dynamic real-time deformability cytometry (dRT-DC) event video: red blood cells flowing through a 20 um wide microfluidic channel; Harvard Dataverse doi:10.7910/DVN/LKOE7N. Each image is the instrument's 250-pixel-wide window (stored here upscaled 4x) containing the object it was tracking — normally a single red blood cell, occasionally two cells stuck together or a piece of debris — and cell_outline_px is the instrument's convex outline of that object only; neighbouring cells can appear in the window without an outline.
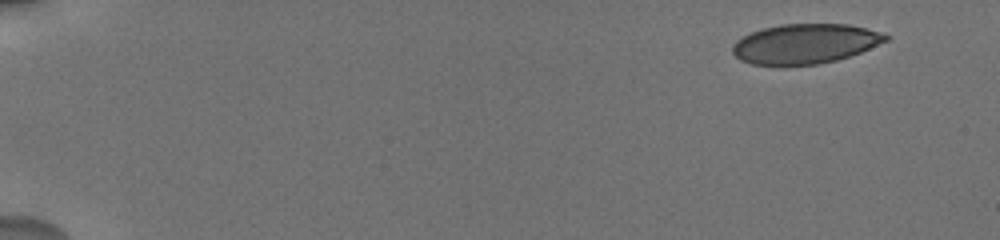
{"species": "human", "species_latin": "Homo sapiens", "temperature_condition": "cold", "stored_images_in_passage": 10, "camera_frame_rate_fps": 3000, "um_per_image_px": 0.085, "donor": {"sex": "male"}, "frame": {"image": 1, "passage_image": 1, "time_ms": 0.0, "image_size_px": [1000, 240], "cell_outline_px": [[888, 40], [860, 52], [836, 60], [820, 64], [784, 68], [752, 64], [740, 60], [732, 52], [732, 44], [736, 40], [760, 28], [780, 24], [848, 24], [864, 28], [888, 36]], "centroid_in_image_um": [68.33, 3.76], "position_along_channel_um": 16.7, "area_um2": 36.01}}
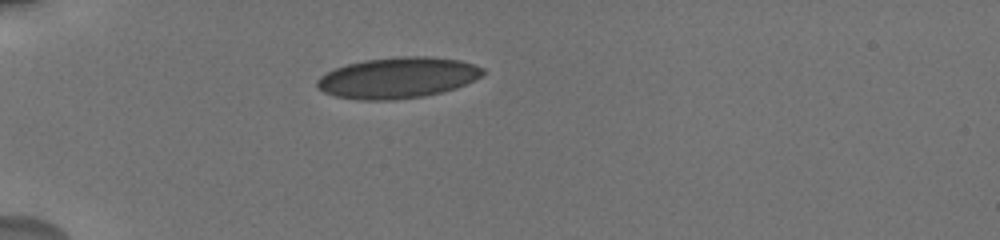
{"frame": {"image": 2, "passage_image": 6, "time_ms": 4.333, "image_size_px": [1000, 240], "cell_outline_px": [[484, 76], [456, 88], [424, 96], [392, 100], [360, 100], [336, 96], [324, 92], [316, 88], [316, 80], [320, 76], [336, 68], [348, 64], [364, 60], [400, 56], [428, 56], [460, 60], [484, 68]], "centroid_in_image_um": [33.81, 6.61], "position_along_channel_um": 51.2, "area_um2": 39.59}}
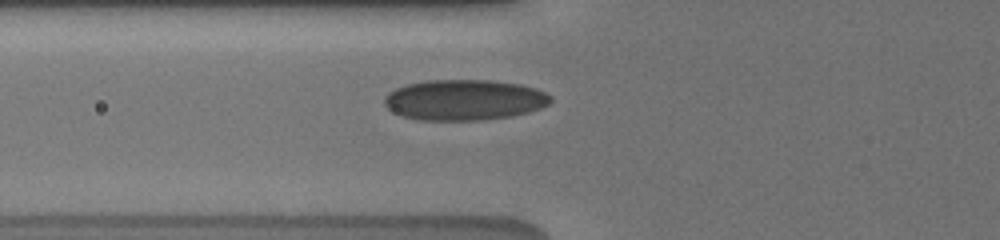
{"frame": {"image": 3, "passage_image": 10, "time_ms": 6.0, "image_size_px": [1000, 240], "cell_outline_px": [[552, 100], [548, 104], [540, 108], [528, 112], [512, 116], [484, 120], [420, 120], [400, 116], [392, 112], [384, 104], [384, 96], [388, 92], [404, 84], [428, 80], [492, 80], [520, 84], [536, 88], [552, 96]], "centroid_in_image_um": [39.44, 8.49], "position_along_channel_um": 86.4, "area_um2": 39.77}}